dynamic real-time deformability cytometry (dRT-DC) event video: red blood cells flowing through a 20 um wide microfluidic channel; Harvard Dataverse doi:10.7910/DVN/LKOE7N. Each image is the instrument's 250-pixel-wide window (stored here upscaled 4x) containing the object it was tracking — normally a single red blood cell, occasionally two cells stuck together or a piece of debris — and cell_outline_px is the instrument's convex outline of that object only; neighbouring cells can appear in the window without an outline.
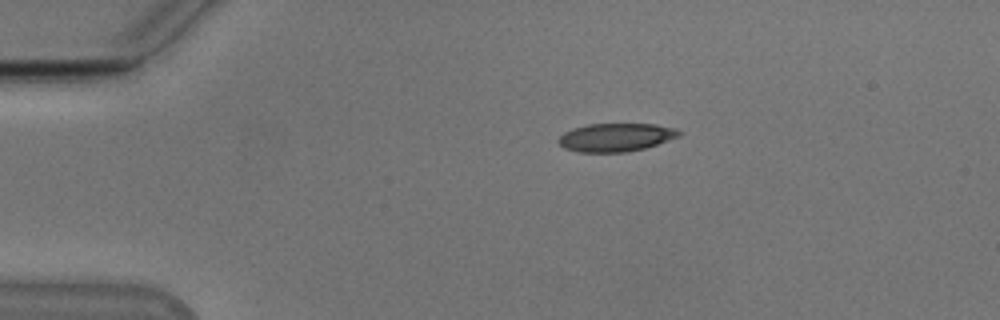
{"species": "Egyptian fruit bat (a non-hibernating species)", "species_latin": "Rousettus aegyptiacus", "temperature_condition": "cold", "stored_images_in_passage": 44, "camera_frame_rate_fps": 3000, "um_per_image_px": 0.085, "animal": {"sex": "male"}, "frame": {"image": 1, "passage_image": 1, "time_ms": 0.0, "image_size_px": [1000, 320], "cell_outline_px": [[680, 136], [644, 148], [628, 152], [580, 152], [564, 148], [556, 140], [564, 132], [572, 128], [588, 124], [656, 124], [676, 128], [680, 132]], "centroid_in_image_um": [52.32, 11.67], "position_along_channel_um": 32.7, "area_um2": 19.83}}
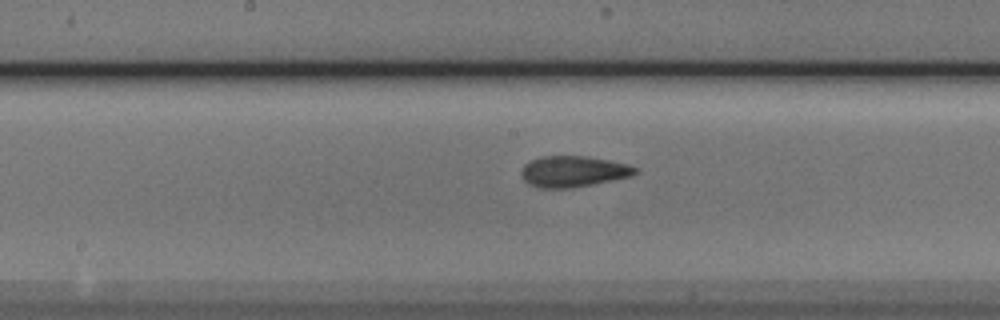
{"frame": {"image": 2, "passage_image": 18, "time_ms": 5.667, "image_size_px": [1000, 320], "cell_outline_px": [[640, 172], [632, 176], [572, 188], [540, 188], [528, 184], [524, 180], [520, 172], [524, 164], [540, 156], [588, 156], [628, 164], [636, 168]], "centroid_in_image_um": [48.72, 14.57], "position_along_channel_um": 199.5, "area_um2": 20.69}}
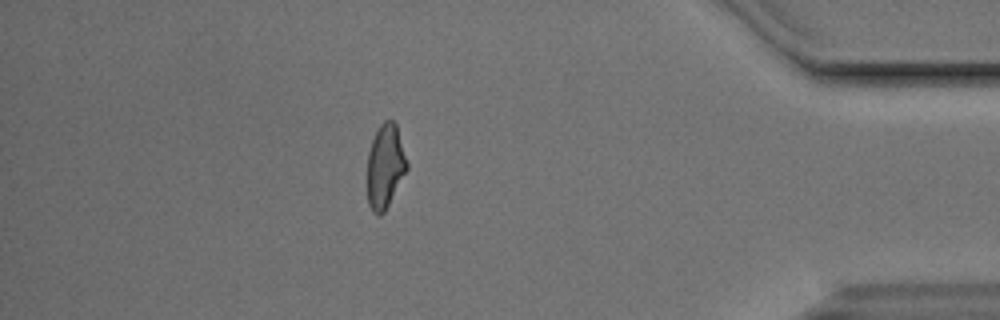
{"frame": {"image": 3, "passage_image": 37, "time_ms": 12.0, "image_size_px": [1000, 320], "cell_outline_px": [[408, 168], [384, 212], [380, 216], [376, 216], [372, 212], [368, 204], [368, 152], [372, 140], [380, 124], [384, 120], [392, 120], [396, 124], [408, 164]], "centroid_in_image_um": [32.73, 14.15], "position_along_channel_um": 402.5, "area_um2": 19.25}, "authors_computed_cell_mechanics": {"area_um2": 20.0566, "velocity_mm_per_s": 3.8454, "shape_relaxation_time_tau1_ms": 2.9473, "shape_relaxation_time_tau2_ms": 1.585, "deformation_change_tau1": 0.1466, "deformation_change_tau2": 0.097}}